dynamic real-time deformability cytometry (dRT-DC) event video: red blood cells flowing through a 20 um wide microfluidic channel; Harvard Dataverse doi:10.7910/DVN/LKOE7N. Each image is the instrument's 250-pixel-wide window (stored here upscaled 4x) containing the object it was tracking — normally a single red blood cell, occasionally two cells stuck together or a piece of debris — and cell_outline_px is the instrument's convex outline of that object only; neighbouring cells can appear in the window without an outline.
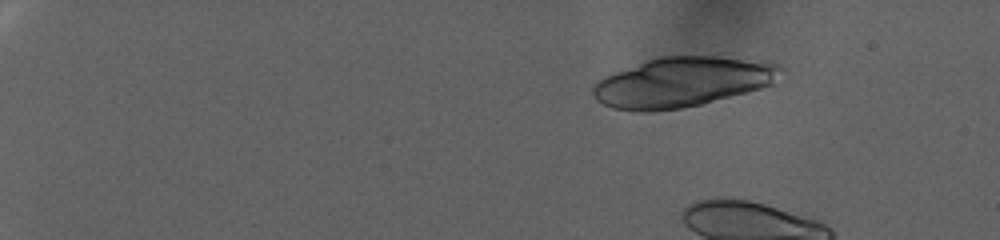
{"species": "human", "species_latin": "Homo sapiens", "temperature_condition": "warm", "stored_images_in_passage": 13, "camera_frame_rate_fps": 3000, "um_per_image_px": 0.085, "donor": {"sex": "female"}, "frame": {"image": 1, "passage_image": 1, "time_ms": 0.0, "image_size_px": [1000, 240], "cell_outline_px": [[784, 68], [772, 84], [760, 88], [700, 104], [680, 108], [652, 112], [640, 112], [612, 108], [596, 100], [592, 92], [592, 84], [596, 80], [604, 76], [648, 60], [660, 56], [720, 56], [772, 60]], "centroid_in_image_um": [58.02, 6.96], "position_along_channel_um": 27.0, "area_um2": 54.85}}